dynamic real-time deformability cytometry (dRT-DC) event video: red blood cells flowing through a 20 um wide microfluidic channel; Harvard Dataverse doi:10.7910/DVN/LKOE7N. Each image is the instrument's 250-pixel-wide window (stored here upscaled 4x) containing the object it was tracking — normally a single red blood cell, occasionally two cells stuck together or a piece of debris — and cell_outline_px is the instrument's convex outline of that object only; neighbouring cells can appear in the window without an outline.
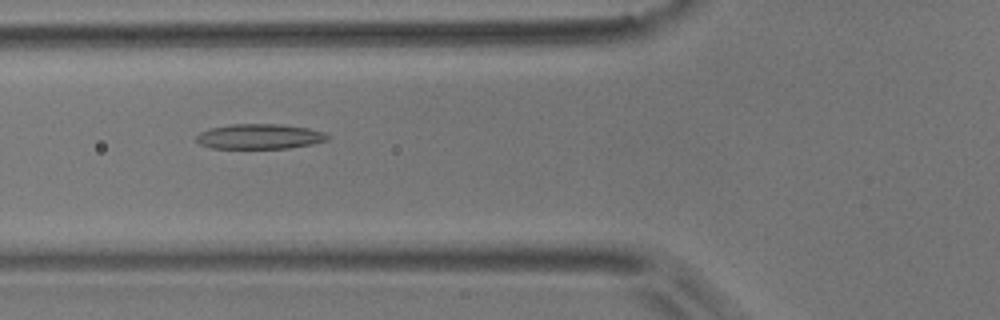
{"species": "common noctule bat (a hibernating species)", "species_latin": "Nyctalus noctula", "temperature_condition": "room temperature", "stored_images_in_passage": 47, "camera_frame_rate_fps": 3000, "um_per_image_px": 0.085, "animal": {"sex": "male", "body_mass_g": 17.9}, "frame": {"image": 1, "passage_image": 14, "time_ms": 4.333, "image_size_px": [1000, 320], "cell_outline_px": [[328, 140], [312, 144], [288, 148], [212, 148], [200, 144], [196, 140], [196, 136], [200, 132], [208, 128], [232, 124], [280, 124], [308, 128], [324, 132], [328, 136]], "centroid_in_image_um": [22.04, 11.6], "position_along_channel_um": 103.8, "area_um2": 19.13}}
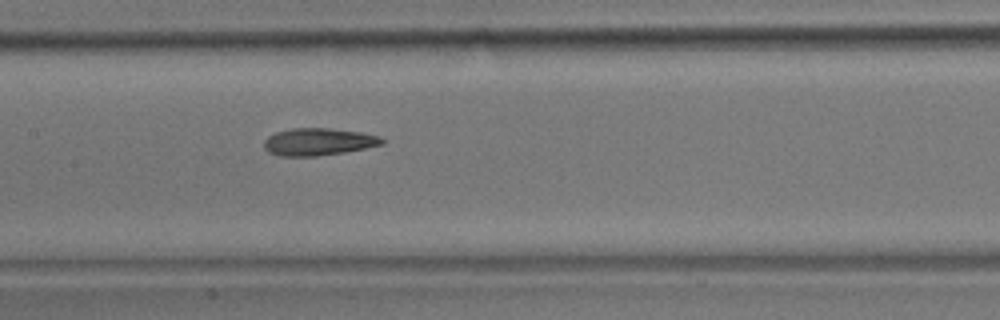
{"frame": {"image": 2, "passage_image": 20, "time_ms": 6.333, "image_size_px": [1000, 320], "cell_outline_px": [[384, 144], [344, 152], [316, 156], [280, 156], [268, 152], [264, 148], [264, 140], [268, 136], [276, 132], [292, 128], [328, 128], [360, 132], [380, 136], [384, 140]], "centroid_in_image_um": [27.04, 12.05], "position_along_channel_um": 180.4, "area_um2": 18.73}}
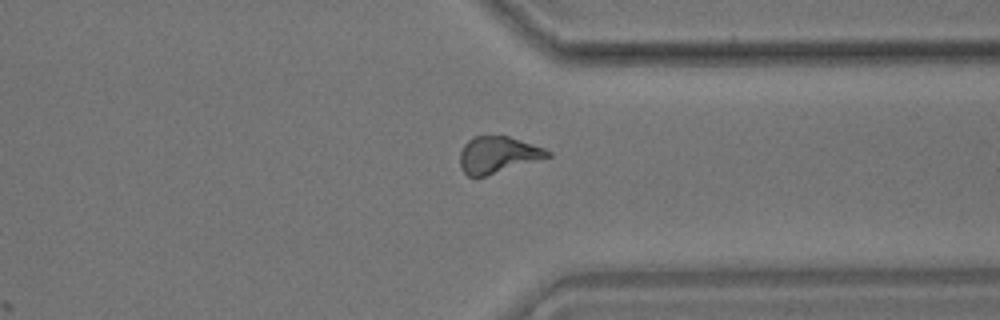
{"frame": {"image": 3, "passage_image": 35, "time_ms": 11.333, "image_size_px": [1000, 320], "cell_outline_px": [[552, 156], [484, 176], [468, 176], [460, 168], [460, 152], [464, 144], [468, 140], [476, 136], [508, 136], [544, 148], [552, 152]], "centroid_in_image_um": [42.3, 13.15], "position_along_channel_um": 369.1, "area_um2": 18.44}, "authors_computed_cell_mechanics": {"area_um2": 18.785, "velocity_mm_per_s": 3.8022, "shape_relaxation_time_tau1_ms": 8.8995, "shape_relaxation_time_tau2_ms": 3.8578, "deformation_change_tau1": 0.2141, "deformation_change_tau2": 0.1301}}